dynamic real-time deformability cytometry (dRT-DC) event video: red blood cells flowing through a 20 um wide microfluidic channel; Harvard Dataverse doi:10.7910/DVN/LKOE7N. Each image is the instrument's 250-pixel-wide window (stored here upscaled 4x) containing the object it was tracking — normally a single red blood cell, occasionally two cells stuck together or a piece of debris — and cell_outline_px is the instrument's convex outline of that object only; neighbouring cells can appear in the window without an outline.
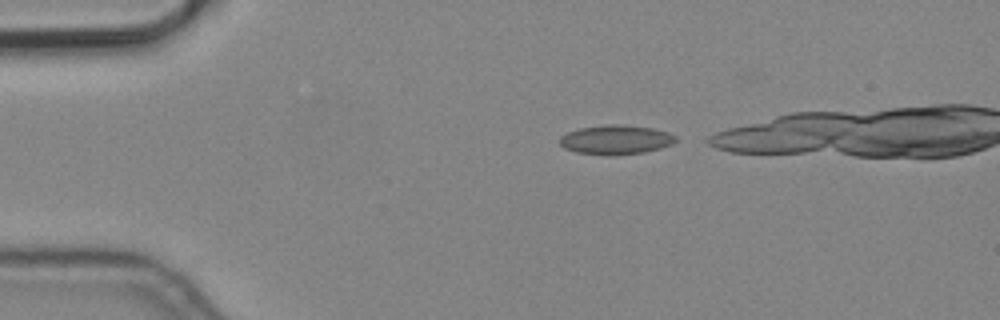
{"species": "common noctule bat (a hibernating species)", "species_latin": "Nyctalus noctula", "temperature_condition": "cold", "stored_images_in_passage": 6, "camera_frame_rate_fps": 3000, "um_per_image_px": 0.085, "animal": {"sex": "male", "body_mass_g": 19.2, "forearm_length_mm": 51.8}, "frame": {"image": 1, "passage_image": 1, "time_ms": 0.0, "image_size_px": [1000, 320], "cell_outline_px": [[676, 140], [672, 144], [660, 148], [644, 152], [612, 156], [576, 152], [564, 148], [560, 144], [560, 136], [568, 132], [580, 128], [604, 124], [616, 124], [652, 128], [668, 132], [676, 136]], "centroid_in_image_um": [52.33, 11.88], "position_along_channel_um": 32.7, "area_um2": 19.83}}